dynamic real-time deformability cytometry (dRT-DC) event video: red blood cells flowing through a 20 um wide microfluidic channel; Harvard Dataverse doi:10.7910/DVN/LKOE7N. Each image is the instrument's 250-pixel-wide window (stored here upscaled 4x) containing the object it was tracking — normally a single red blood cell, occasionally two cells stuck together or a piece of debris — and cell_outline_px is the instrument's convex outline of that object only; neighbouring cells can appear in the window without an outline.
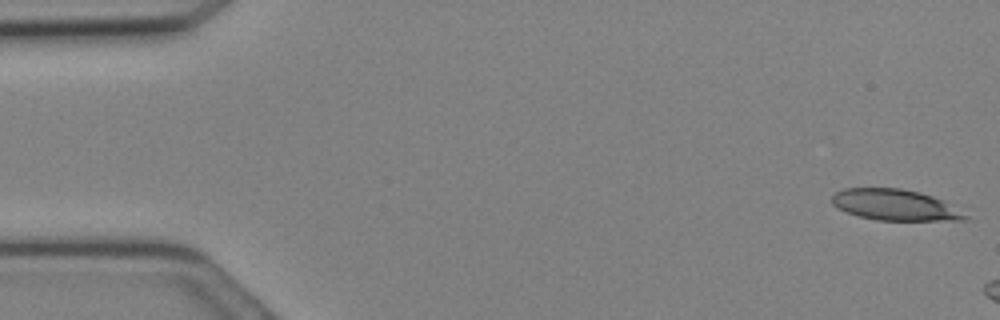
{"species": "Egyptian fruit bat (a non-hibernating species)", "species_latin": "Rousettus aegyptiacus", "temperature_condition": "cold", "stored_images_in_passage": 4, "camera_frame_rate_fps": 3000, "um_per_image_px": 0.085, "animal": {"sex": "female"}, "frame": {"image": 1, "passage_image": 1, "time_ms": 0.0, "image_size_px": [1000, 320], "cell_outline_px": [[956, 216], [928, 220], [884, 220], [864, 216], [852, 212], [836, 204], [840, 192], [852, 188], [892, 188], [912, 192], [928, 196], [936, 200]], "centroid_in_image_um": [75.81, 17.38], "position_along_channel_um": 9.2, "area_um2": 20.23}}